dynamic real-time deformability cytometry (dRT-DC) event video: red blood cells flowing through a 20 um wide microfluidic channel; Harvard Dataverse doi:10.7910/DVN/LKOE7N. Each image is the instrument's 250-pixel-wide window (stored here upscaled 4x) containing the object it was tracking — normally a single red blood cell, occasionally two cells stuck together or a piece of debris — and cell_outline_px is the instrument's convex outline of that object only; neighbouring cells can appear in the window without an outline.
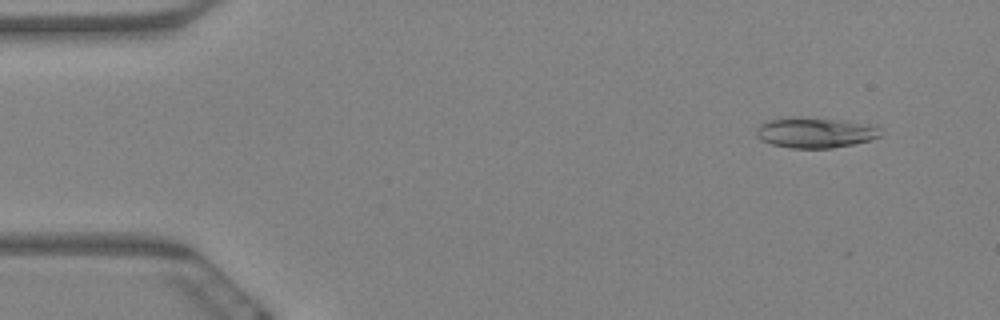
{"species": "Egyptian fruit bat (a non-hibernating species)", "species_latin": "Rousettus aegyptiacus", "temperature_condition": "warm", "stored_images_in_passage": 4, "camera_frame_rate_fps": 3000, "um_per_image_px": 0.085, "animal": {"sex": "female"}, "frame": {"image": 1, "passage_image": 1, "time_ms": 0.0, "image_size_px": [1000, 320], "cell_outline_px": [[880, 136], [872, 140], [832, 148], [792, 148], [772, 144], [756, 136], [756, 128], [764, 120], [780, 116], [792, 116], [844, 120], [876, 124], [880, 128]], "centroid_in_image_um": [69.29, 11.24], "position_along_channel_um": 15.7, "area_um2": 22.6}}
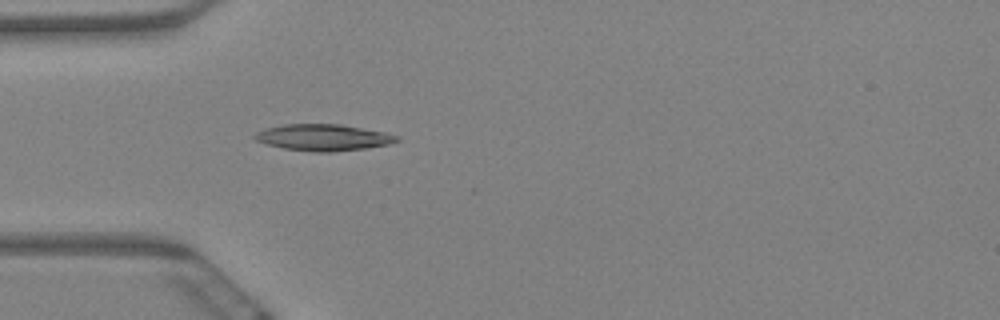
{"frame": {"image": 2, "passage_image": 4, "time_ms": 1.0, "image_size_px": [1000, 320], "cell_outline_px": [[400, 140], [388, 144], [368, 148], [332, 152], [312, 152], [284, 148], [268, 144], [256, 140], [252, 136], [256, 132], [264, 128], [284, 124], [340, 124], [384, 132], [400, 136]], "centroid_in_image_um": [27.48, 11.68], "position_along_channel_um": 57.5, "area_um2": 21.96}}